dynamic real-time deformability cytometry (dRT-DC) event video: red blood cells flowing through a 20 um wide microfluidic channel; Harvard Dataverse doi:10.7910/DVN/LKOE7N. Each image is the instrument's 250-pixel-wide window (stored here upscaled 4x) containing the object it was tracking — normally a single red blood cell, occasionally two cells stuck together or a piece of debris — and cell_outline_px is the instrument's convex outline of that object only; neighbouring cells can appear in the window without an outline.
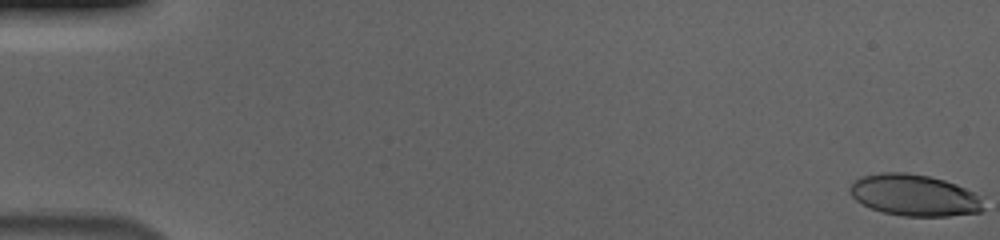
{"species": "human", "species_latin": "Homo sapiens", "temperature_condition": "cold", "stored_images_in_passage": 57, "camera_frame_rate_fps": 3000, "um_per_image_px": 0.085, "donor": {"sex": "male"}, "frame": {"image": 1, "passage_image": 1, "time_ms": 0.0, "image_size_px": [1000, 240], "cell_outline_px": [[984, 208], [980, 212], [948, 216], [904, 216], [884, 212], [872, 208], [856, 200], [852, 196], [848, 188], [860, 176], [880, 172], [908, 172], [928, 176], [944, 180], [956, 184], [980, 196]], "centroid_in_image_um": [77.71, 16.58], "position_along_channel_um": 7.3, "area_um2": 32.19}}
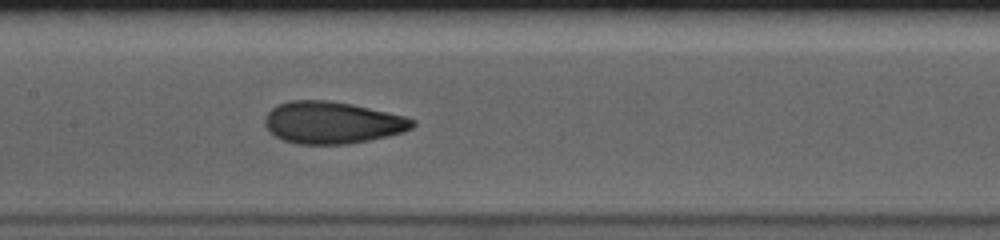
{"frame": {"image": 2, "passage_image": 29, "time_ms": 9.333, "image_size_px": [1000, 240], "cell_outline_px": [[416, 124], [412, 128], [404, 132], [368, 140], [348, 144], [296, 144], [284, 140], [276, 136], [264, 124], [264, 120], [268, 112], [272, 108], [288, 100], [328, 100], [352, 104], [404, 116], [416, 120]], "centroid_in_image_um": [28.25, 10.42], "position_along_channel_um": 179.2, "area_um2": 36.01}}
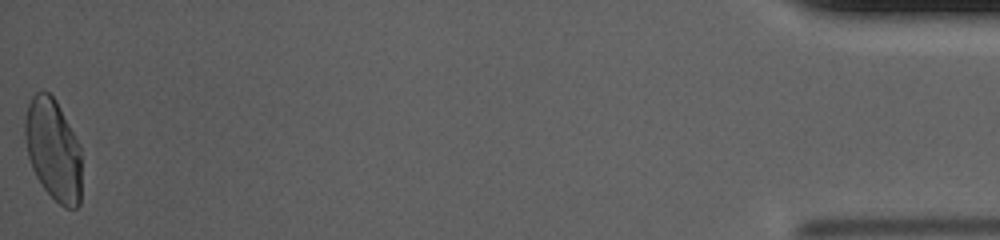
{"frame": {"image": 3, "passage_image": 57, "time_ms": 18.667, "image_size_px": [1000, 240], "cell_outline_px": [[80, 204], [76, 208], [64, 208], [44, 188], [36, 176], [32, 168], [28, 156], [24, 136], [24, 120], [28, 104], [32, 96], [36, 92], [48, 92], [56, 100], [80, 144]], "centroid_in_image_um": [4.51, 12.71], "position_along_channel_um": 430.7, "area_um2": 33.47}, "authors_computed_cell_mechanics": {"area_um2": 34.7378, "velocity_mm_per_s": 3.694, "shape_relaxation_time_tau1_ms": 4.7656, "shape_relaxation_time_tau2_ms": 1.0752, "deformation_change_tau1": 0.1992, "deformation_change_tau2": 0.0605}}